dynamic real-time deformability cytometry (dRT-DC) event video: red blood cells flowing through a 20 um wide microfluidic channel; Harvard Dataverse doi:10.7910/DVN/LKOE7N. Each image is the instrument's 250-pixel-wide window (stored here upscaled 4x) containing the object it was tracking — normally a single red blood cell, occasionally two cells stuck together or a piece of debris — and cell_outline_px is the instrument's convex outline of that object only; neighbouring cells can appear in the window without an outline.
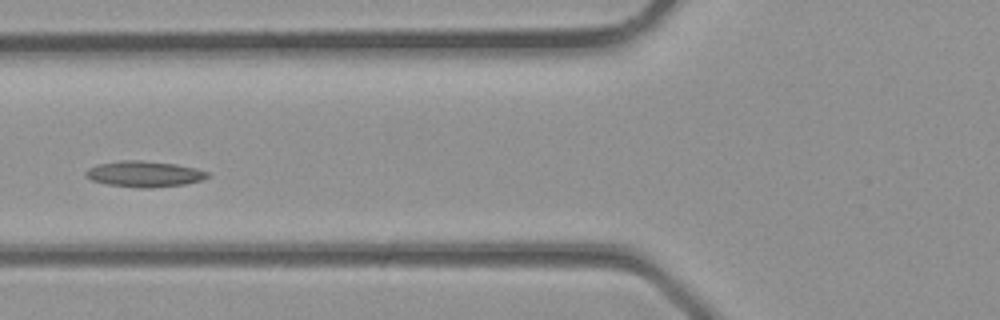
{"species": "common noctule bat (a hibernating species)", "species_latin": "Nyctalus noctula", "temperature_condition": "room temperature", "stored_images_in_passage": 4, "camera_frame_rate_fps": 3000, "um_per_image_px": 0.085, "animal": {"sex": "male", "body_mass_g": 23.1, "forearm_length_mm": 52.7}, "frame": {"image": 1, "passage_image": 4, "time_ms": 1.0, "image_size_px": [1000, 320], "cell_outline_px": [[208, 176], [200, 180], [184, 184], [152, 188], [140, 188], [108, 184], [92, 180], [84, 176], [84, 172], [88, 168], [100, 164], [120, 160], [140, 160], [176, 164], [196, 168], [208, 172]], "centroid_in_image_um": [12.23, 14.78], "position_along_channel_um": 113.6, "area_um2": 18.26}}